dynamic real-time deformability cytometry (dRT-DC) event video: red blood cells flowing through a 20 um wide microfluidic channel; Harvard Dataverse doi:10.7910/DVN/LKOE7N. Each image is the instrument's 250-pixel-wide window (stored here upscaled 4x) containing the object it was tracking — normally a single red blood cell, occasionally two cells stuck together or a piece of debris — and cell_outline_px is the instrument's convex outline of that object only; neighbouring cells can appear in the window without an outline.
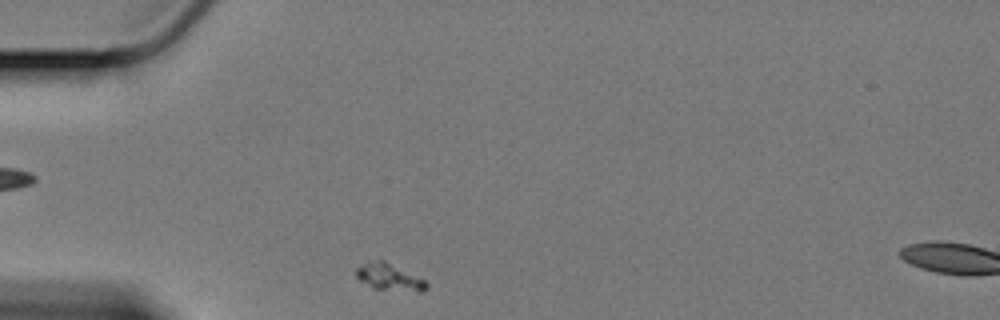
{"species": "Egyptian fruit bat (a non-hibernating species)", "species_latin": "Rousettus aegyptiacus", "temperature_condition": "cold", "stored_images_in_passage": 34, "camera_frame_rate_fps": 3000, "um_per_image_px": 0.085, "animal": {"sex": "female"}, "frame": {"image": 1, "passage_image": 1, "time_ms": 0.0, "image_size_px": [1000, 320], "cell_outline_px": [[428, 288], [424, 292], [420, 292], [372, 288], [360, 280], [356, 276], [356, 268], [368, 260], [384, 260], [424, 280], [428, 284]], "centroid_in_image_um": [33.08, 23.55], "position_along_channel_um": 51.9, "area_um2": 10.92}}
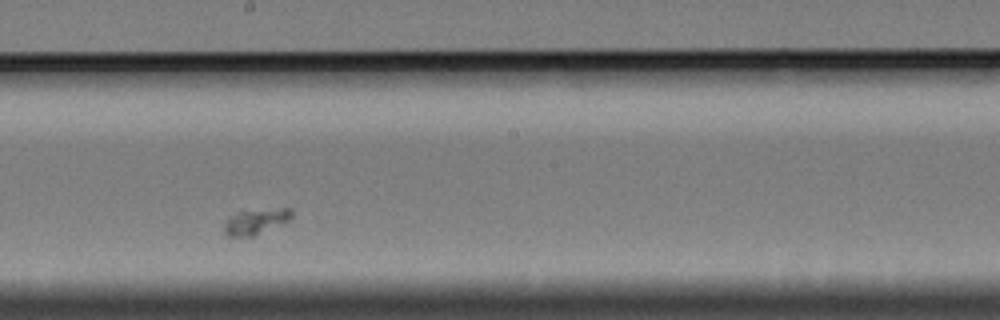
{"frame": {"image": 2, "passage_image": 19, "time_ms": 6.0, "image_size_px": [1000, 320], "cell_outline_px": [[292, 216], [288, 220], [252, 236], [224, 236], [224, 224], [228, 216], [240, 208], [292, 208]], "centroid_in_image_um": [21.65, 18.76], "position_along_channel_um": 226.5, "area_um2": 10.46}}
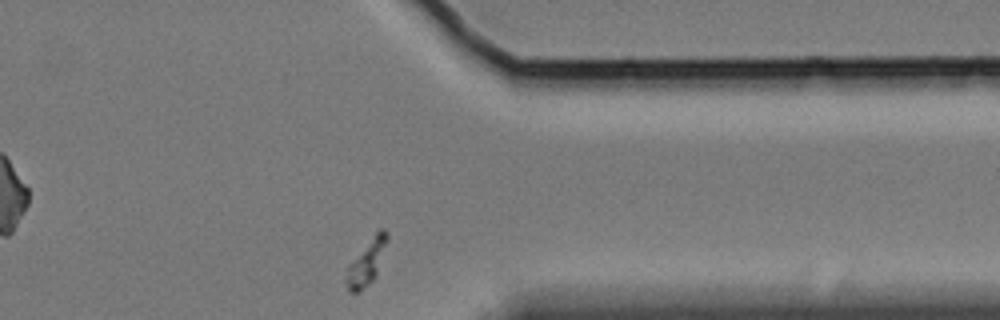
{"frame": {"image": 3, "passage_image": 34, "time_ms": 11.0, "image_size_px": [1000, 320], "cell_outline_px": [[388, 240], [376, 272], [372, 280], [360, 292], [348, 292], [344, 280], [344, 268], [376, 232], [380, 228], [384, 228], [388, 232]], "centroid_in_image_um": [31.09, 22.31], "position_along_channel_um": 380.3, "area_um2": 10.87}}